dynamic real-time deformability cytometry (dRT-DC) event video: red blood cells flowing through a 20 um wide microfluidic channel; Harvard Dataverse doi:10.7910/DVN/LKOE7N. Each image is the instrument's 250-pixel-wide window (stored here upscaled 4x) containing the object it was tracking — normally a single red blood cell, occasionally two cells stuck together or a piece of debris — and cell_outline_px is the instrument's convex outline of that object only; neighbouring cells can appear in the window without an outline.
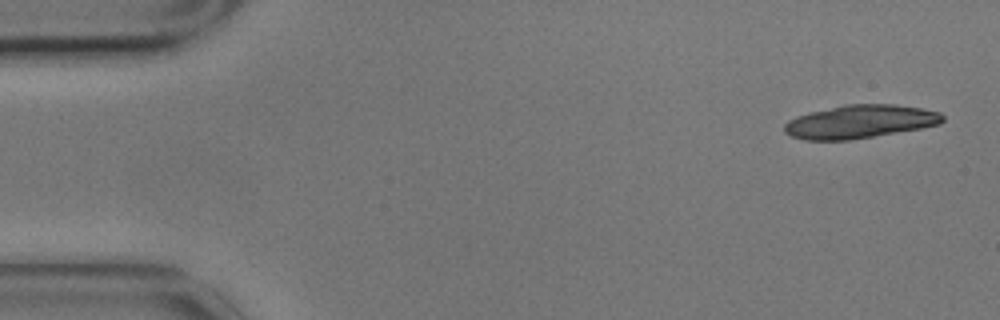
{"species": "common noctule bat (a hibernating species)", "species_latin": "Nyctalus noctula", "temperature_condition": "cold", "stored_images_in_passage": 7, "camera_frame_rate_fps": 3000, "um_per_image_px": 0.085, "animal": {"sex": "male", "body_mass_g": 17.9}, "frame": {"image": 1, "passage_image": 1, "time_ms": 0.0, "image_size_px": [1000, 320], "cell_outline_px": [[944, 120], [940, 124], [920, 128], [848, 140], [804, 140], [792, 136], [784, 132], [784, 124], [788, 120], [796, 116], [808, 112], [848, 104], [896, 104], [920, 108], [940, 112], [944, 116]], "centroid_in_image_um": [73.07, 10.33], "position_along_channel_um": 11.9, "area_um2": 30.58}}